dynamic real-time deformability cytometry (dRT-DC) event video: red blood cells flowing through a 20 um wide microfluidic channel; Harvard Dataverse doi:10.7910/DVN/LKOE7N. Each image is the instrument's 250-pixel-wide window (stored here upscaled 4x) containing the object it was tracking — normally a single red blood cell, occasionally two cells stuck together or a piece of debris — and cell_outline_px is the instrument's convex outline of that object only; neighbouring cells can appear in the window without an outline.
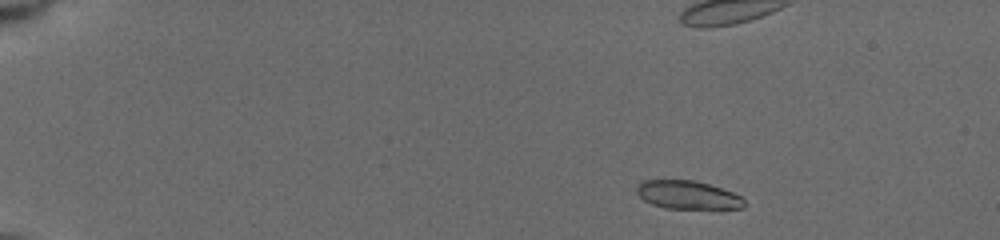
{"species": "common noctule bat (a hibernating species)", "species_latin": "Nyctalus noctula", "temperature_condition": "cold", "stored_images_in_passage": 42, "camera_frame_rate_fps": 3000, "um_per_image_px": 0.085, "animal": {"sex": "female", "body_mass_g": 19.5, "forearm_length_mm": 54.1}, "frame": {"image": 1, "passage_image": 1, "time_ms": 0.0, "image_size_px": [1000, 240], "cell_outline_px": [[744, 208], [664, 208], [652, 204], [644, 200], [636, 192], [636, 184], [644, 180], [692, 180], [708, 184], [732, 192], [740, 196], [744, 200]], "centroid_in_image_um": [58.41, 16.56], "position_along_channel_um": 26.6, "area_um2": 17.57}}
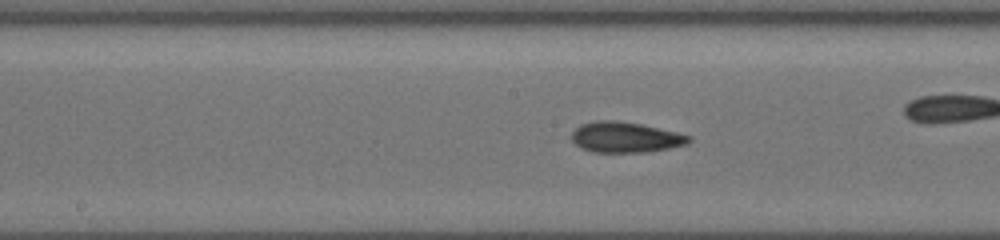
{"frame": {"image": 2, "passage_image": 19, "time_ms": 7.0, "image_size_px": [1000, 240], "cell_outline_px": [[692, 140], [688, 144], [648, 152], [592, 152], [580, 148], [572, 140], [572, 132], [580, 124], [596, 120], [616, 120], [640, 124], [676, 132], [692, 136]], "centroid_in_image_um": [53.15, 11.67], "position_along_channel_um": 195.0, "area_um2": 20.92}, "authors_computed_cell_mechanics": {"area_um2": 19.4786, "velocity_mm_per_s": 3.9381, "shape_relaxation_time_tau1_ms": 4.3377, "shape_relaxation_time_tau2_ms": 2.6165, "deformation_change_tau1": 0.1482, "deformation_change_tau2": 0.0996}}